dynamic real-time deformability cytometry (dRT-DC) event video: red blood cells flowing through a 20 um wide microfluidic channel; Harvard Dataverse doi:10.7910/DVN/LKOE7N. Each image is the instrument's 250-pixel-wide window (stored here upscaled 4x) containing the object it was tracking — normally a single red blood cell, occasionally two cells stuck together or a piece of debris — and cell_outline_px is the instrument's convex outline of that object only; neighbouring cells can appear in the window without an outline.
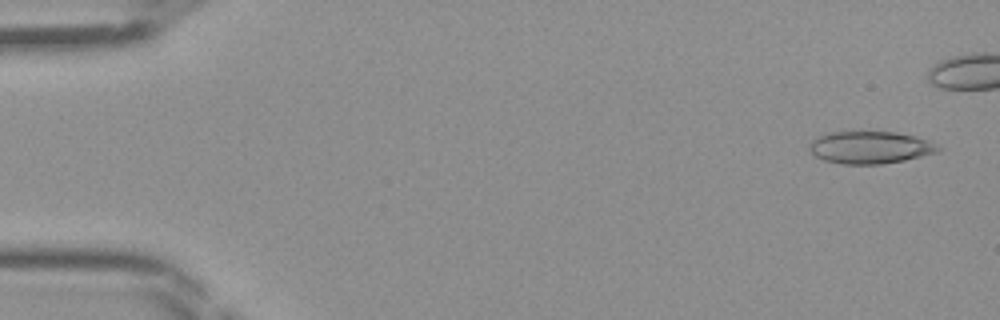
{"species": "Egyptian fruit bat (a non-hibernating species)", "species_latin": "Rousettus aegyptiacus", "temperature_condition": "room temperature", "stored_images_in_passage": 37, "camera_frame_rate_fps": 3000, "um_per_image_px": 0.085, "frame": {"image": 1, "passage_image": 2, "time_ms": 0.333, "image_size_px": [1000, 320], "cell_outline_px": [[944, 148], [940, 152], [904, 160], [880, 164], [840, 164], [824, 160], [816, 156], [808, 148], [808, 144], [816, 136], [824, 132], [860, 128], [896, 132], [916, 136], [932, 140], [940, 144]], "centroid_in_image_um": [73.98, 12.46], "position_along_channel_um": 11.0, "area_um2": 25.84}}
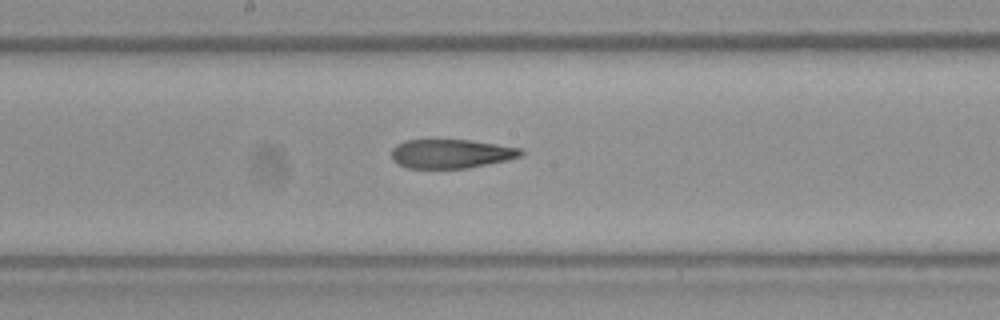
{"frame": {"image": 2, "passage_image": 24, "time_ms": 7.667, "image_size_px": [1000, 320], "cell_outline_px": [[524, 152], [520, 156], [508, 160], [468, 168], [408, 168], [396, 164], [392, 160], [392, 148], [396, 144], [404, 140], [472, 140], [524, 148]], "centroid_in_image_um": [38.35, 13.06], "position_along_channel_um": 209.9, "area_um2": 22.14}}
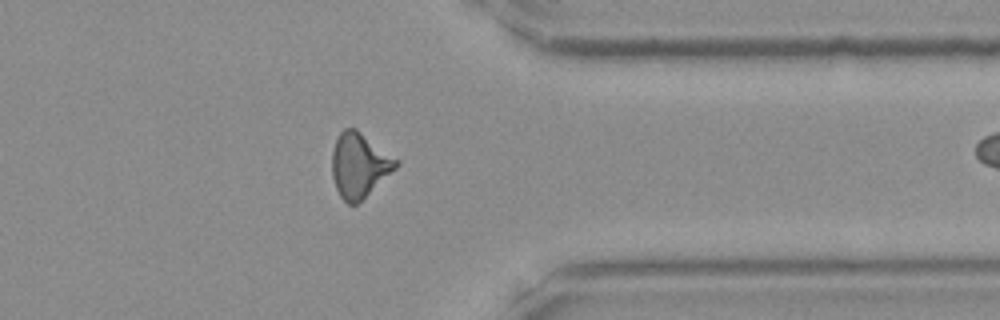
{"frame": {"image": 3, "passage_image": 36, "time_ms": 11.667, "image_size_px": [1000, 320], "cell_outline_px": [[400, 164], [396, 168], [356, 204], [348, 204], [340, 196], [336, 188], [332, 176], [332, 152], [336, 140], [340, 132], [344, 128], [356, 128], [400, 160]], "centroid_in_image_um": [30.54, 14.01], "position_along_channel_um": 380.9, "area_um2": 23.93}}